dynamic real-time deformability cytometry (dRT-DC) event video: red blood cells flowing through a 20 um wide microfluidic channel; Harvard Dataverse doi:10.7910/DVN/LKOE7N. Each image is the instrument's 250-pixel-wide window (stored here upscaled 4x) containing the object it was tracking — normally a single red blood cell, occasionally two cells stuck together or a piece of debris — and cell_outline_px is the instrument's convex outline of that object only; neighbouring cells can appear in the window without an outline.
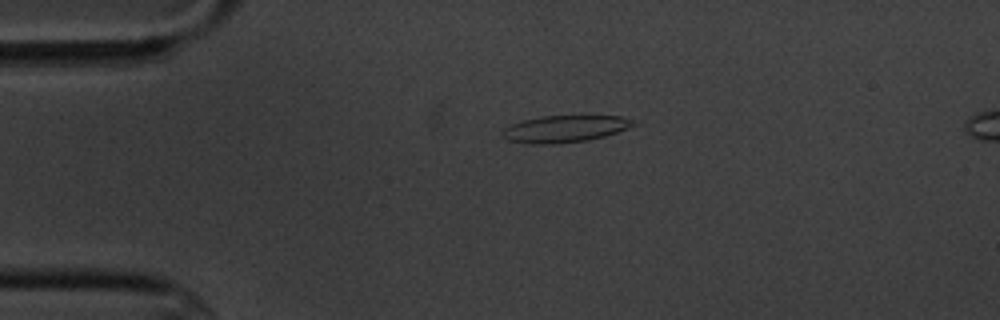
{"species": "common noctule bat (a hibernating species)", "species_latin": "Nyctalus noctula", "temperature_condition": "cold", "stored_images_in_passage": 6, "segment_of_instrument_passage": [1, 2], "camera_frame_rate_fps": 3000, "um_per_image_px": 0.085, "animal": {"sex": "male", "body_mass_g": 20.1, "forearm_length_mm": 53.5}, "frame": {"image": 1, "passage_image": 4, "time_ms": 3.333, "image_size_px": [1000, 320], "cell_outline_px": [[636, 124], [628, 128], [604, 136], [588, 140], [556, 144], [536, 144], [508, 140], [500, 136], [504, 128], [512, 124], [524, 120], [544, 116], [620, 116], [632, 120]], "centroid_in_image_um": [47.99, 10.96], "position_along_channel_um": 37.0, "area_um2": 20.29}}